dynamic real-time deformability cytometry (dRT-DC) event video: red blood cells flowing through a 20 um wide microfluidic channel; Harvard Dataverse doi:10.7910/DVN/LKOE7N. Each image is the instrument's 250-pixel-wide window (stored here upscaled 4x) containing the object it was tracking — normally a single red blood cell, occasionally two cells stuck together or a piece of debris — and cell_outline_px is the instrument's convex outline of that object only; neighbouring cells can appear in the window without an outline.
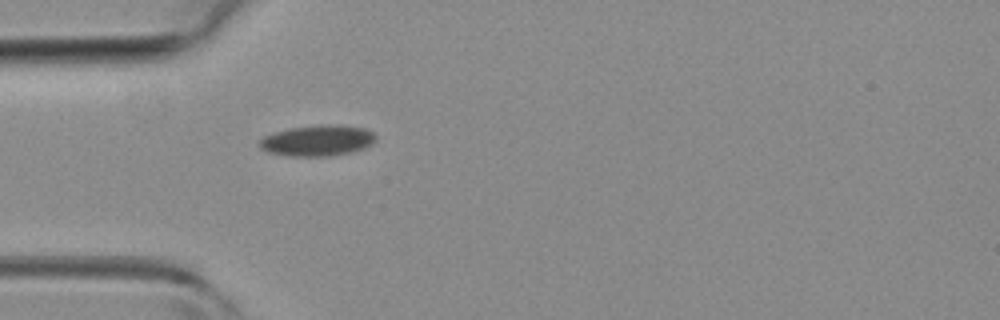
{"species": "common noctule bat (a hibernating species)", "species_latin": "Nyctalus noctula", "temperature_condition": "room temperature", "stored_images_in_passage": 35, "camera_frame_rate_fps": 3000, "um_per_image_px": 0.085, "animal": {"sex": "female", "body_mass_g": 19.3, "forearm_length_mm": 54.1}, "frame": {"image": 1, "passage_image": 1, "time_ms": 0.0, "image_size_px": [1000, 320], "cell_outline_px": [[376, 140], [372, 144], [364, 148], [352, 152], [328, 156], [288, 156], [268, 152], [260, 148], [260, 140], [264, 136], [288, 128], [328, 124], [336, 124], [364, 128], [372, 132], [376, 136]], "centroid_in_image_um": [27.01, 11.95], "position_along_channel_um": 58.0, "area_um2": 20.92}}
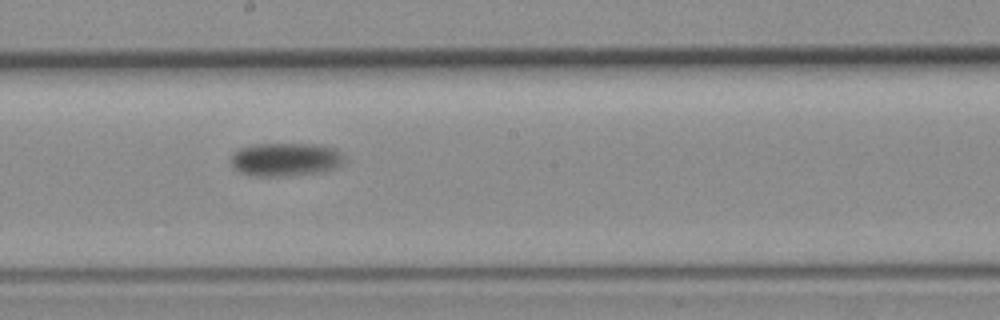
{"frame": {"image": 2, "passage_image": 13, "time_ms": 4.0, "image_size_px": [1000, 320], "cell_outline_px": [[344, 164], [336, 168], [324, 172], [288, 176], [256, 176], [240, 172], [228, 160], [232, 152], [240, 148], [252, 144], [316, 144], [336, 148], [344, 160]], "centroid_in_image_um": [24.26, 13.55], "position_along_channel_um": 223.9, "area_um2": 22.37}}
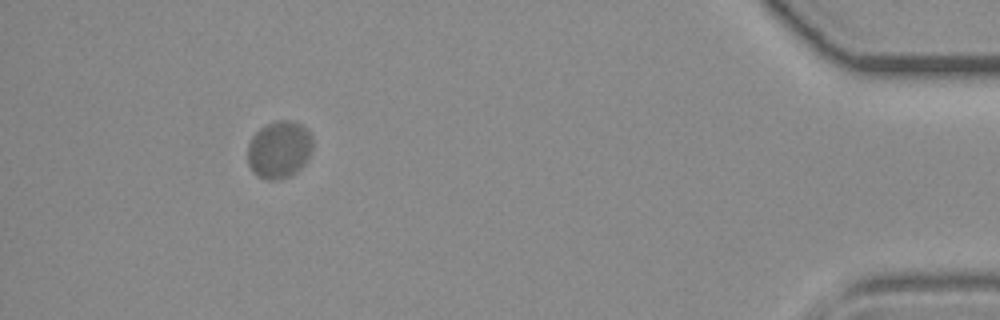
{"frame": {"image": 3, "passage_image": 31, "time_ms": 10.0, "image_size_px": [1000, 320], "cell_outline_px": [[312, 148], [304, 164], [296, 172], [280, 180], [268, 180], [252, 172], [248, 164], [248, 144], [252, 136], [260, 128], [276, 120], [292, 120], [300, 124], [312, 136]], "centroid_in_image_um": [23.71, 12.71], "position_along_channel_um": 411.5, "area_um2": 21.68}}